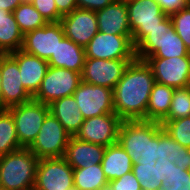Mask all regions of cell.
<instances>
[{"instance_id":"1","label":"cell","mask_w":190,"mask_h":190,"mask_svg":"<svg viewBox=\"0 0 190 190\" xmlns=\"http://www.w3.org/2000/svg\"><path fill=\"white\" fill-rule=\"evenodd\" d=\"M151 68L135 59L113 89L114 112L123 121H147V105L153 84Z\"/></svg>"},{"instance_id":"2","label":"cell","mask_w":190,"mask_h":190,"mask_svg":"<svg viewBox=\"0 0 190 190\" xmlns=\"http://www.w3.org/2000/svg\"><path fill=\"white\" fill-rule=\"evenodd\" d=\"M173 138L161 128L153 137H145V149L133 164L132 172L142 190H159L169 176L171 162L167 159L172 151Z\"/></svg>"},{"instance_id":"3","label":"cell","mask_w":190,"mask_h":190,"mask_svg":"<svg viewBox=\"0 0 190 190\" xmlns=\"http://www.w3.org/2000/svg\"><path fill=\"white\" fill-rule=\"evenodd\" d=\"M39 159L28 149L20 148L0 157V189H34Z\"/></svg>"},{"instance_id":"4","label":"cell","mask_w":190,"mask_h":190,"mask_svg":"<svg viewBox=\"0 0 190 190\" xmlns=\"http://www.w3.org/2000/svg\"><path fill=\"white\" fill-rule=\"evenodd\" d=\"M189 53L183 40L175 32L169 15L160 23L159 27L151 30L135 47L136 59L141 61L148 57H184Z\"/></svg>"},{"instance_id":"5","label":"cell","mask_w":190,"mask_h":190,"mask_svg":"<svg viewBox=\"0 0 190 190\" xmlns=\"http://www.w3.org/2000/svg\"><path fill=\"white\" fill-rule=\"evenodd\" d=\"M11 113L17 131L19 144L28 148L38 135L44 119L50 112L49 105L33 98L23 104L7 108Z\"/></svg>"},{"instance_id":"6","label":"cell","mask_w":190,"mask_h":190,"mask_svg":"<svg viewBox=\"0 0 190 190\" xmlns=\"http://www.w3.org/2000/svg\"><path fill=\"white\" fill-rule=\"evenodd\" d=\"M71 135L52 113H48L34 142L28 149L38 158L64 157Z\"/></svg>"},{"instance_id":"7","label":"cell","mask_w":190,"mask_h":190,"mask_svg":"<svg viewBox=\"0 0 190 190\" xmlns=\"http://www.w3.org/2000/svg\"><path fill=\"white\" fill-rule=\"evenodd\" d=\"M134 48L168 16L155 0L126 2Z\"/></svg>"},{"instance_id":"8","label":"cell","mask_w":190,"mask_h":190,"mask_svg":"<svg viewBox=\"0 0 190 190\" xmlns=\"http://www.w3.org/2000/svg\"><path fill=\"white\" fill-rule=\"evenodd\" d=\"M80 82L81 73L49 66L33 99L50 105L55 100L73 95Z\"/></svg>"},{"instance_id":"9","label":"cell","mask_w":190,"mask_h":190,"mask_svg":"<svg viewBox=\"0 0 190 190\" xmlns=\"http://www.w3.org/2000/svg\"><path fill=\"white\" fill-rule=\"evenodd\" d=\"M144 61L151 68L156 83L173 88L190 86V53L184 57H148Z\"/></svg>"},{"instance_id":"10","label":"cell","mask_w":190,"mask_h":190,"mask_svg":"<svg viewBox=\"0 0 190 190\" xmlns=\"http://www.w3.org/2000/svg\"><path fill=\"white\" fill-rule=\"evenodd\" d=\"M86 58L136 59L132 36L114 35L98 31L85 47Z\"/></svg>"},{"instance_id":"11","label":"cell","mask_w":190,"mask_h":190,"mask_svg":"<svg viewBox=\"0 0 190 190\" xmlns=\"http://www.w3.org/2000/svg\"><path fill=\"white\" fill-rule=\"evenodd\" d=\"M135 59H96L86 58L81 73V81L114 89L126 68Z\"/></svg>"},{"instance_id":"12","label":"cell","mask_w":190,"mask_h":190,"mask_svg":"<svg viewBox=\"0 0 190 190\" xmlns=\"http://www.w3.org/2000/svg\"><path fill=\"white\" fill-rule=\"evenodd\" d=\"M73 187V168L64 157L39 159L35 190H69Z\"/></svg>"},{"instance_id":"13","label":"cell","mask_w":190,"mask_h":190,"mask_svg":"<svg viewBox=\"0 0 190 190\" xmlns=\"http://www.w3.org/2000/svg\"><path fill=\"white\" fill-rule=\"evenodd\" d=\"M84 119L114 112L113 90L81 81L73 94Z\"/></svg>"},{"instance_id":"14","label":"cell","mask_w":190,"mask_h":190,"mask_svg":"<svg viewBox=\"0 0 190 190\" xmlns=\"http://www.w3.org/2000/svg\"><path fill=\"white\" fill-rule=\"evenodd\" d=\"M1 109L23 104L33 97L22 85L17 61L10 54L0 55Z\"/></svg>"},{"instance_id":"15","label":"cell","mask_w":190,"mask_h":190,"mask_svg":"<svg viewBox=\"0 0 190 190\" xmlns=\"http://www.w3.org/2000/svg\"><path fill=\"white\" fill-rule=\"evenodd\" d=\"M122 119L115 113L84 119L76 138L82 141L110 146L118 142Z\"/></svg>"},{"instance_id":"16","label":"cell","mask_w":190,"mask_h":190,"mask_svg":"<svg viewBox=\"0 0 190 190\" xmlns=\"http://www.w3.org/2000/svg\"><path fill=\"white\" fill-rule=\"evenodd\" d=\"M161 128V123L156 121H122L119 129L118 143L132 158L133 164L144 153L145 137H153Z\"/></svg>"},{"instance_id":"17","label":"cell","mask_w":190,"mask_h":190,"mask_svg":"<svg viewBox=\"0 0 190 190\" xmlns=\"http://www.w3.org/2000/svg\"><path fill=\"white\" fill-rule=\"evenodd\" d=\"M64 37L60 22H48L42 28L24 34L21 50L48 60L52 54H55L58 42Z\"/></svg>"},{"instance_id":"18","label":"cell","mask_w":190,"mask_h":190,"mask_svg":"<svg viewBox=\"0 0 190 190\" xmlns=\"http://www.w3.org/2000/svg\"><path fill=\"white\" fill-rule=\"evenodd\" d=\"M64 35L75 44L85 48L98 32L96 13L76 8L60 20Z\"/></svg>"},{"instance_id":"19","label":"cell","mask_w":190,"mask_h":190,"mask_svg":"<svg viewBox=\"0 0 190 190\" xmlns=\"http://www.w3.org/2000/svg\"><path fill=\"white\" fill-rule=\"evenodd\" d=\"M9 54L17 61L23 87L34 97L49 67L47 60L26 53L21 49Z\"/></svg>"},{"instance_id":"20","label":"cell","mask_w":190,"mask_h":190,"mask_svg":"<svg viewBox=\"0 0 190 190\" xmlns=\"http://www.w3.org/2000/svg\"><path fill=\"white\" fill-rule=\"evenodd\" d=\"M95 13L98 31L114 35L132 36L126 1L114 0Z\"/></svg>"},{"instance_id":"21","label":"cell","mask_w":190,"mask_h":190,"mask_svg":"<svg viewBox=\"0 0 190 190\" xmlns=\"http://www.w3.org/2000/svg\"><path fill=\"white\" fill-rule=\"evenodd\" d=\"M106 147L71 136L64 158L73 169L88 168L100 164Z\"/></svg>"},{"instance_id":"22","label":"cell","mask_w":190,"mask_h":190,"mask_svg":"<svg viewBox=\"0 0 190 190\" xmlns=\"http://www.w3.org/2000/svg\"><path fill=\"white\" fill-rule=\"evenodd\" d=\"M85 59V48L64 37L58 42L55 54H52L47 62L50 67L65 68L82 73Z\"/></svg>"},{"instance_id":"23","label":"cell","mask_w":190,"mask_h":190,"mask_svg":"<svg viewBox=\"0 0 190 190\" xmlns=\"http://www.w3.org/2000/svg\"><path fill=\"white\" fill-rule=\"evenodd\" d=\"M49 109L71 136L79 132L84 118L73 95L53 101Z\"/></svg>"},{"instance_id":"24","label":"cell","mask_w":190,"mask_h":190,"mask_svg":"<svg viewBox=\"0 0 190 190\" xmlns=\"http://www.w3.org/2000/svg\"><path fill=\"white\" fill-rule=\"evenodd\" d=\"M103 172L108 182L122 177L132 171V158L118 143L107 146L101 162Z\"/></svg>"},{"instance_id":"25","label":"cell","mask_w":190,"mask_h":190,"mask_svg":"<svg viewBox=\"0 0 190 190\" xmlns=\"http://www.w3.org/2000/svg\"><path fill=\"white\" fill-rule=\"evenodd\" d=\"M23 36L13 12L0 9V52L9 54L21 49Z\"/></svg>"},{"instance_id":"26","label":"cell","mask_w":190,"mask_h":190,"mask_svg":"<svg viewBox=\"0 0 190 190\" xmlns=\"http://www.w3.org/2000/svg\"><path fill=\"white\" fill-rule=\"evenodd\" d=\"M175 88L154 83L147 105V121L161 122L171 107Z\"/></svg>"},{"instance_id":"27","label":"cell","mask_w":190,"mask_h":190,"mask_svg":"<svg viewBox=\"0 0 190 190\" xmlns=\"http://www.w3.org/2000/svg\"><path fill=\"white\" fill-rule=\"evenodd\" d=\"M74 187L79 190H100L108 185L101 163L88 168L73 169Z\"/></svg>"},{"instance_id":"28","label":"cell","mask_w":190,"mask_h":190,"mask_svg":"<svg viewBox=\"0 0 190 190\" xmlns=\"http://www.w3.org/2000/svg\"><path fill=\"white\" fill-rule=\"evenodd\" d=\"M23 148L18 141L14 119L7 109H0V157Z\"/></svg>"},{"instance_id":"29","label":"cell","mask_w":190,"mask_h":190,"mask_svg":"<svg viewBox=\"0 0 190 190\" xmlns=\"http://www.w3.org/2000/svg\"><path fill=\"white\" fill-rule=\"evenodd\" d=\"M13 14L18 23L19 29L23 34L42 28L48 23L31 3L22 2L13 11Z\"/></svg>"},{"instance_id":"30","label":"cell","mask_w":190,"mask_h":190,"mask_svg":"<svg viewBox=\"0 0 190 190\" xmlns=\"http://www.w3.org/2000/svg\"><path fill=\"white\" fill-rule=\"evenodd\" d=\"M190 117V86L175 88L168 115L161 122Z\"/></svg>"},{"instance_id":"31","label":"cell","mask_w":190,"mask_h":190,"mask_svg":"<svg viewBox=\"0 0 190 190\" xmlns=\"http://www.w3.org/2000/svg\"><path fill=\"white\" fill-rule=\"evenodd\" d=\"M160 123L168 135L183 147L190 149V117Z\"/></svg>"},{"instance_id":"32","label":"cell","mask_w":190,"mask_h":190,"mask_svg":"<svg viewBox=\"0 0 190 190\" xmlns=\"http://www.w3.org/2000/svg\"><path fill=\"white\" fill-rule=\"evenodd\" d=\"M159 190H190V173L171 162L169 176L162 182Z\"/></svg>"},{"instance_id":"33","label":"cell","mask_w":190,"mask_h":190,"mask_svg":"<svg viewBox=\"0 0 190 190\" xmlns=\"http://www.w3.org/2000/svg\"><path fill=\"white\" fill-rule=\"evenodd\" d=\"M175 32L183 40L185 47L190 51V3L178 12L170 15Z\"/></svg>"},{"instance_id":"34","label":"cell","mask_w":190,"mask_h":190,"mask_svg":"<svg viewBox=\"0 0 190 190\" xmlns=\"http://www.w3.org/2000/svg\"><path fill=\"white\" fill-rule=\"evenodd\" d=\"M31 4L47 22H60L62 16L58 12L55 0H32Z\"/></svg>"},{"instance_id":"35","label":"cell","mask_w":190,"mask_h":190,"mask_svg":"<svg viewBox=\"0 0 190 190\" xmlns=\"http://www.w3.org/2000/svg\"><path fill=\"white\" fill-rule=\"evenodd\" d=\"M167 159L181 169H189L190 149L183 147L173 139L172 151Z\"/></svg>"},{"instance_id":"36","label":"cell","mask_w":190,"mask_h":190,"mask_svg":"<svg viewBox=\"0 0 190 190\" xmlns=\"http://www.w3.org/2000/svg\"><path fill=\"white\" fill-rule=\"evenodd\" d=\"M112 190H142L140 182L136 179L133 172L124 174L116 180H111L108 183Z\"/></svg>"},{"instance_id":"37","label":"cell","mask_w":190,"mask_h":190,"mask_svg":"<svg viewBox=\"0 0 190 190\" xmlns=\"http://www.w3.org/2000/svg\"><path fill=\"white\" fill-rule=\"evenodd\" d=\"M163 12L167 15H171L172 13L178 12L180 9L185 8L190 0H155Z\"/></svg>"},{"instance_id":"38","label":"cell","mask_w":190,"mask_h":190,"mask_svg":"<svg viewBox=\"0 0 190 190\" xmlns=\"http://www.w3.org/2000/svg\"><path fill=\"white\" fill-rule=\"evenodd\" d=\"M77 4V8L87 9L93 12H97L109 4H111L114 0H75Z\"/></svg>"},{"instance_id":"39","label":"cell","mask_w":190,"mask_h":190,"mask_svg":"<svg viewBox=\"0 0 190 190\" xmlns=\"http://www.w3.org/2000/svg\"><path fill=\"white\" fill-rule=\"evenodd\" d=\"M59 14L63 17L77 8L75 0H55Z\"/></svg>"},{"instance_id":"40","label":"cell","mask_w":190,"mask_h":190,"mask_svg":"<svg viewBox=\"0 0 190 190\" xmlns=\"http://www.w3.org/2000/svg\"><path fill=\"white\" fill-rule=\"evenodd\" d=\"M21 3L22 0H0V9L13 12Z\"/></svg>"},{"instance_id":"41","label":"cell","mask_w":190,"mask_h":190,"mask_svg":"<svg viewBox=\"0 0 190 190\" xmlns=\"http://www.w3.org/2000/svg\"><path fill=\"white\" fill-rule=\"evenodd\" d=\"M100 190H112V188L110 187V185H106L104 187H102Z\"/></svg>"},{"instance_id":"42","label":"cell","mask_w":190,"mask_h":190,"mask_svg":"<svg viewBox=\"0 0 190 190\" xmlns=\"http://www.w3.org/2000/svg\"><path fill=\"white\" fill-rule=\"evenodd\" d=\"M1 80H2V78H1V71H0V109H1Z\"/></svg>"},{"instance_id":"43","label":"cell","mask_w":190,"mask_h":190,"mask_svg":"<svg viewBox=\"0 0 190 190\" xmlns=\"http://www.w3.org/2000/svg\"><path fill=\"white\" fill-rule=\"evenodd\" d=\"M23 3H31L32 0H22Z\"/></svg>"},{"instance_id":"44","label":"cell","mask_w":190,"mask_h":190,"mask_svg":"<svg viewBox=\"0 0 190 190\" xmlns=\"http://www.w3.org/2000/svg\"><path fill=\"white\" fill-rule=\"evenodd\" d=\"M69 190H79V189H78V188L73 187V188H71V189H69Z\"/></svg>"}]
</instances>
